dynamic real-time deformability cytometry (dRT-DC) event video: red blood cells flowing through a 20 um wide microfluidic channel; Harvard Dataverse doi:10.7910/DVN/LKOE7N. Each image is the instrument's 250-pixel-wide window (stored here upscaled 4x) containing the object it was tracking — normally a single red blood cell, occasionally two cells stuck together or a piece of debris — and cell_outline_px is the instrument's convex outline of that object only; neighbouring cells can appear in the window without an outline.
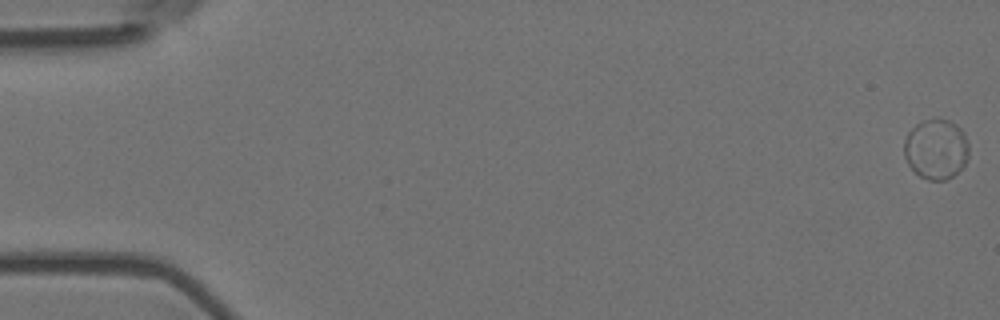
{"species": "Egyptian fruit bat (a non-hibernating species)", "species_latin": "Rousettus aegyptiacus", "temperature_condition": "room temperature", "stored_images_in_passage": 9, "camera_frame_rate_fps": 3000, "um_per_image_px": 0.085, "animal": {"sex": "female"}, "frame": {"image": 1, "passage_image": 1, "time_ms": 0.0, "image_size_px": [1000, 320], "cell_outline_px": [[968, 160], [948, 180], [928, 180], [920, 176], [908, 164], [904, 156], [904, 140], [908, 132], [916, 124], [924, 120], [948, 120], [956, 124], [964, 132], [968, 144]], "centroid_in_image_um": [79.56, 12.68], "position_along_channel_um": 5.4, "area_um2": 22.6}}